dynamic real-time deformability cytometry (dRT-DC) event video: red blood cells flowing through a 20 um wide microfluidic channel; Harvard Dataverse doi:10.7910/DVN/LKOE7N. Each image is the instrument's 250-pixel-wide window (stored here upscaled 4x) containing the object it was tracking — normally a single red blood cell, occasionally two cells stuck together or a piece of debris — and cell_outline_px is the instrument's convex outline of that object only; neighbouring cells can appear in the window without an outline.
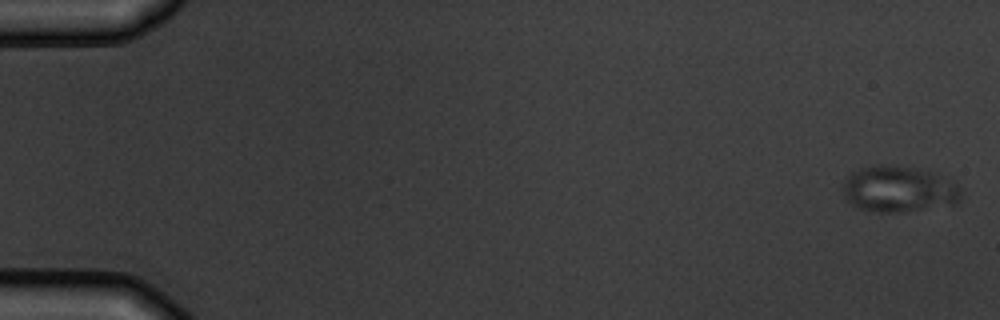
{"species": "common noctule bat (a hibernating species)", "species_latin": "Nyctalus noctula", "temperature_condition": "warm", "stored_images_in_passage": 6, "camera_frame_rate_fps": 3000, "um_per_image_px": 0.085, "animal": {"sex": "male", "body_mass_g": 19.5, "forearm_length_mm": 54.6}, "frame": {"image": 1, "passage_image": 1, "time_ms": 0.0, "image_size_px": [1000, 320], "cell_outline_px": [[960, 200], [956, 204], [900, 212], [876, 212], [856, 208], [844, 200], [840, 188], [844, 180], [852, 172], [860, 168], [876, 164], [896, 164], [916, 168], [928, 172], [956, 184], [960, 188]], "centroid_in_image_um": [76.28, 16.08], "position_along_channel_um": 8.7, "area_um2": 32.08}}